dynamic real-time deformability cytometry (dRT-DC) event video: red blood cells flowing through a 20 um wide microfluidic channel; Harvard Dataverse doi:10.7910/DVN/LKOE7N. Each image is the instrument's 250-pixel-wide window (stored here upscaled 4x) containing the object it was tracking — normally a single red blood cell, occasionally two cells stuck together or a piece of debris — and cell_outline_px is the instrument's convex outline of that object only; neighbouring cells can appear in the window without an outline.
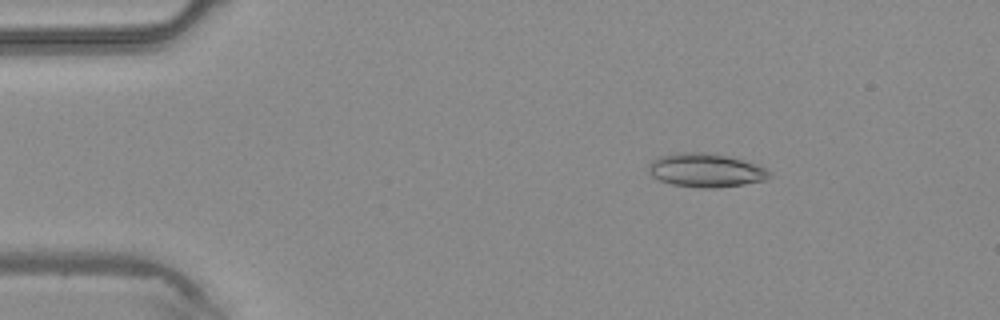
{"species": "common noctule bat (a hibernating species)", "species_latin": "Nyctalus noctula", "temperature_condition": "warm", "stored_images_in_passage": 43, "camera_frame_rate_fps": 3000, "um_per_image_px": 0.085, "animal": {"sex": "male", "body_mass_g": 20.4}, "frame": {"image": 1, "passage_image": 5, "time_ms": 1.333, "image_size_px": [1000, 320], "cell_outline_px": [[772, 176], [764, 180], [744, 184], [716, 188], [704, 188], [672, 184], [660, 180], [652, 176], [648, 172], [648, 164], [652, 160], [660, 156], [684, 152], [704, 152], [724, 156], [756, 164], [772, 172]], "centroid_in_image_um": [59.97, 14.48], "position_along_channel_um": 25.0, "area_um2": 23.47}}
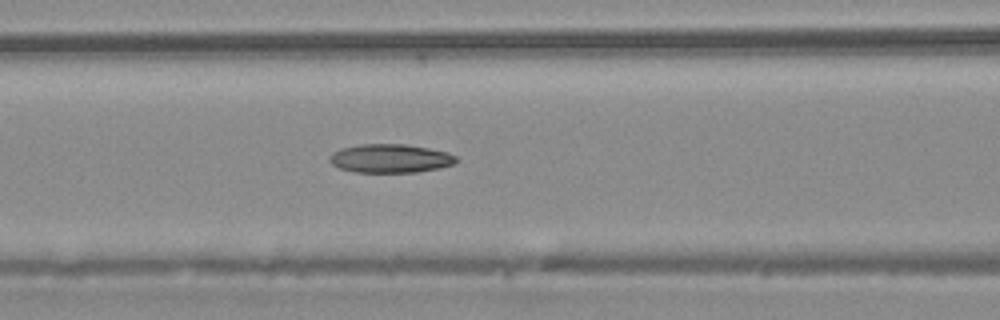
{"frame": {"image": 2, "passage_image": 17, "time_ms": 5.333, "image_size_px": [1000, 320], "cell_outline_px": [[460, 160], [452, 164], [440, 168], [416, 172], [356, 172], [340, 168], [332, 164], [328, 160], [332, 152], [340, 148], [360, 144], [408, 144], [448, 152], [456, 156]], "centroid_in_image_um": [33.18, 13.46], "position_along_channel_um": 133.4, "area_um2": 21.27}}
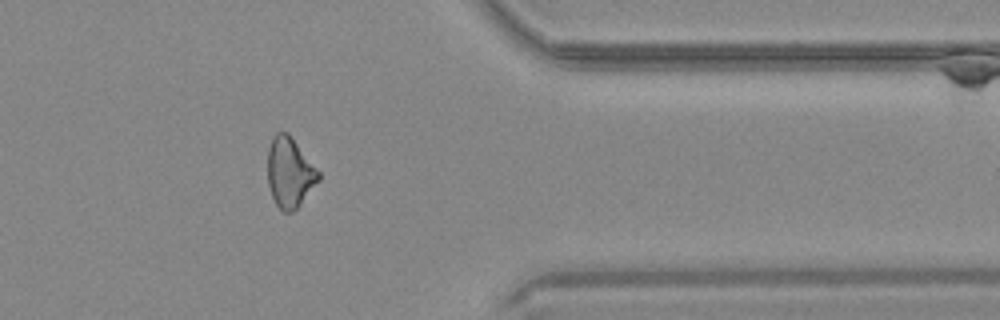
{"frame": {"image": 3, "passage_image": 35, "time_ms": 11.333, "image_size_px": [1000, 320], "cell_outline_px": [[320, 180], [300, 204], [292, 212], [284, 212], [276, 204], [272, 196], [268, 184], [268, 148], [272, 136], [276, 132], [288, 132], [320, 172]], "centroid_in_image_um": [24.62, 14.64], "position_along_channel_um": 386.8, "area_um2": 20.75}}